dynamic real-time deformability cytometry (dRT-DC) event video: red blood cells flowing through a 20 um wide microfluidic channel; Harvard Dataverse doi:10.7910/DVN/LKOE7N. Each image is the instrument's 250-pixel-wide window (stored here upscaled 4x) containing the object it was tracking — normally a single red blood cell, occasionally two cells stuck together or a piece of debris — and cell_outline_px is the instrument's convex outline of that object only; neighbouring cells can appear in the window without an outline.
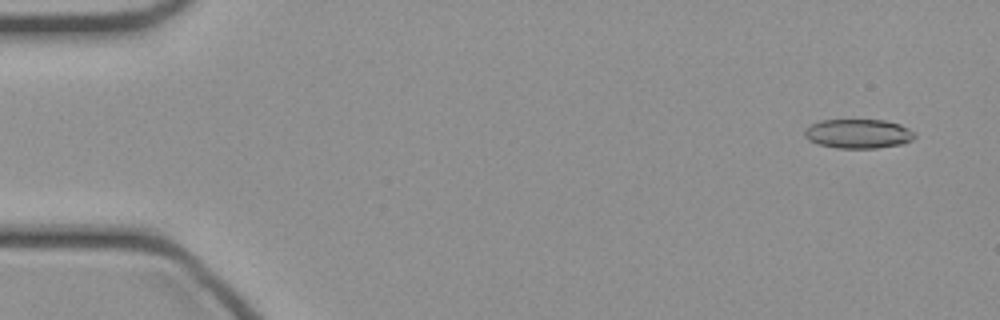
{"species": "common noctule bat (a hibernating species)", "species_latin": "Nyctalus noctula", "temperature_condition": "cold", "stored_images_in_passage": 47, "camera_frame_rate_fps": 3000, "um_per_image_px": 0.085, "animal": {"sex": "female", "body_mass_g": 21.9}, "frame": {"image": 1, "passage_image": 3, "time_ms": 0.667, "image_size_px": [1000, 320], "cell_outline_px": [[916, 136], [912, 140], [904, 144], [876, 148], [836, 148], [816, 144], [808, 140], [804, 136], [804, 132], [812, 124], [820, 120], [884, 120], [900, 124], [916, 132]], "centroid_in_image_um": [72.98, 11.37], "position_along_channel_um": 12.0, "area_um2": 18.96}}
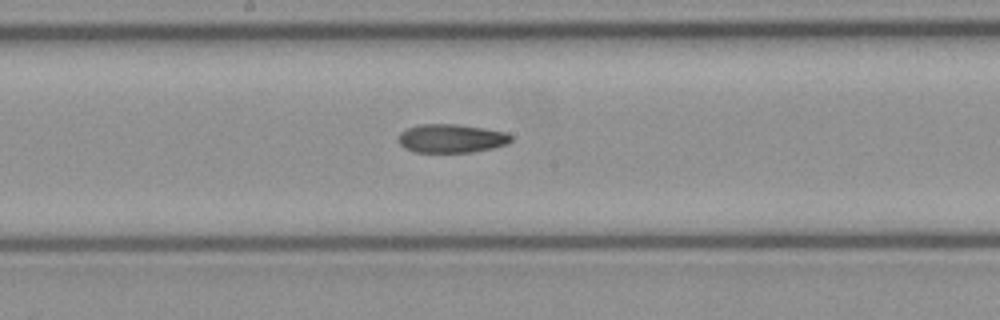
{"frame": {"image": 2, "passage_image": 25, "time_ms": 8.0, "image_size_px": [1000, 320], "cell_outline_px": [[512, 140], [508, 144], [492, 148], [472, 152], [412, 152], [404, 148], [396, 140], [396, 136], [400, 132], [408, 128], [420, 124], [456, 124], [484, 128], [508, 132], [512, 136]], "centroid_in_image_um": [38.34, 11.77], "position_along_channel_um": 209.9, "area_um2": 19.07}}
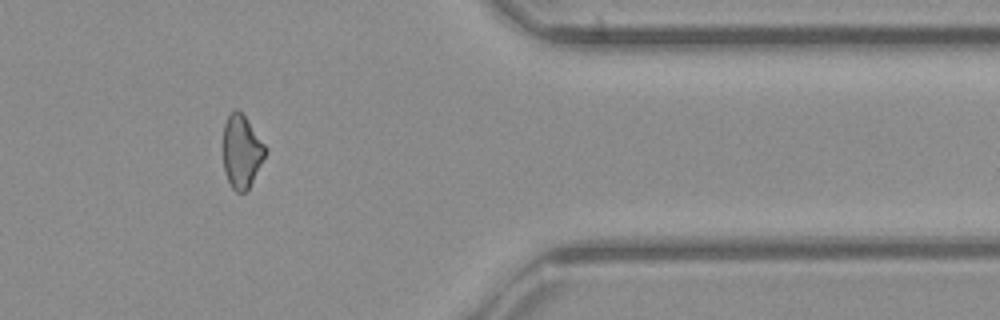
{"frame": {"image": 3, "passage_image": 39, "time_ms": 12.667, "image_size_px": [1000, 320], "cell_outline_px": [[268, 152], [248, 188], [244, 192], [236, 192], [232, 188], [224, 172], [224, 124], [228, 116], [236, 108], [244, 116], [268, 148]], "centroid_in_image_um": [20.56, 12.89], "position_along_channel_um": 390.8, "area_um2": 17.74}}